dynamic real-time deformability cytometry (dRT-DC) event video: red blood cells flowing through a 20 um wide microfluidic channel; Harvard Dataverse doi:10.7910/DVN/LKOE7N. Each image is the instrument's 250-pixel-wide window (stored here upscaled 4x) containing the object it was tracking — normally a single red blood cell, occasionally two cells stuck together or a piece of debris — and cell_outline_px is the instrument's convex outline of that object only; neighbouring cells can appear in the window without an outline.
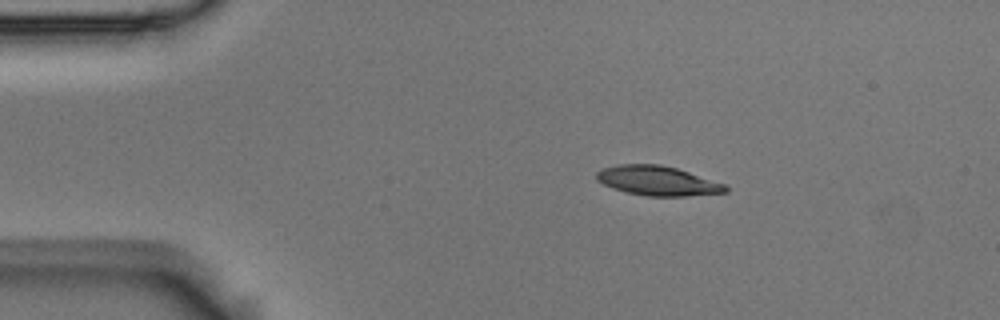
{"species": "Egyptian fruit bat (a non-hibernating species)", "species_latin": "Rousettus aegyptiacus", "temperature_condition": "room temperature", "stored_images_in_passage": 8, "camera_frame_rate_fps": 3000, "um_per_image_px": 0.085, "animal": {"sex": "male"}, "frame": {"image": 1, "passage_image": 2, "time_ms": 0.333, "image_size_px": [1000, 320], "cell_outline_px": [[728, 192], [688, 196], [644, 196], [612, 188], [596, 180], [596, 172], [600, 168], [616, 164], [660, 164], [676, 168], [724, 184], [728, 188]], "centroid_in_image_um": [55.84, 15.36], "position_along_channel_um": 29.2, "area_um2": 22.2}}
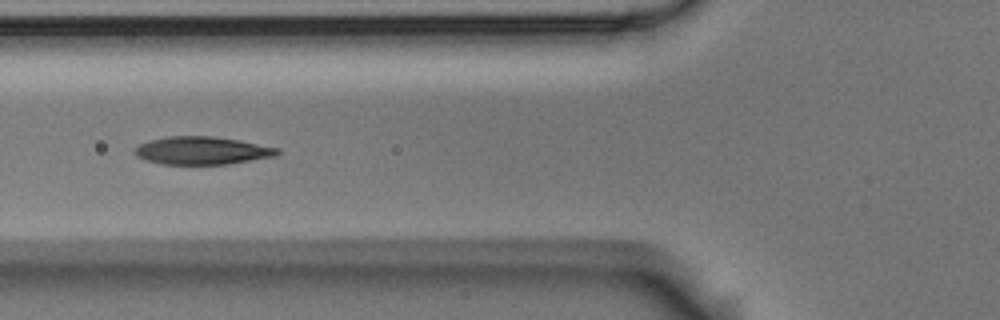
{"frame": {"image": 2, "passage_image": 5, "time_ms": 1.333, "image_size_px": [1000, 320], "cell_outline_px": [[280, 152], [276, 156], [228, 164], [160, 164], [144, 160], [136, 156], [132, 152], [140, 144], [148, 140], [168, 136], [212, 136], [240, 140], [280, 148]], "centroid_in_image_um": [17.16, 12.8], "position_along_channel_um": 108.6, "area_um2": 23.35}}
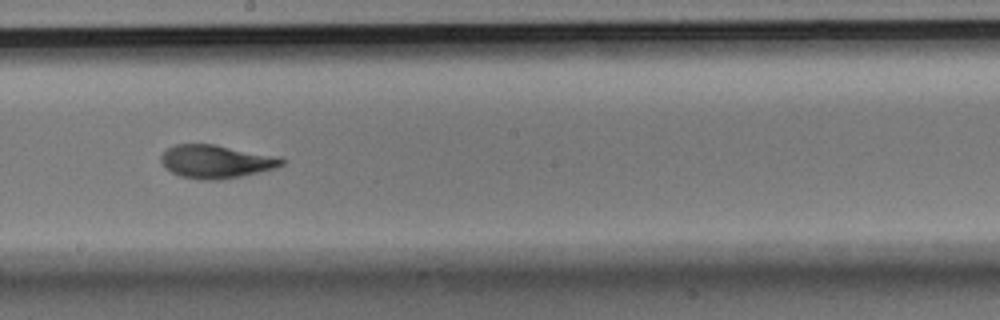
{"frame": {"image": 3, "passage_image": 8, "time_ms": 2.333, "image_size_px": [1000, 320], "cell_outline_px": [[288, 160], [284, 164], [276, 168], [240, 176], [216, 180], [196, 180], [180, 176], [164, 168], [160, 160], [160, 156], [168, 148], [176, 144], [216, 144], [280, 156]], "centroid_in_image_um": [18.39, 13.72], "position_along_channel_um": 229.8, "area_um2": 23.76}}